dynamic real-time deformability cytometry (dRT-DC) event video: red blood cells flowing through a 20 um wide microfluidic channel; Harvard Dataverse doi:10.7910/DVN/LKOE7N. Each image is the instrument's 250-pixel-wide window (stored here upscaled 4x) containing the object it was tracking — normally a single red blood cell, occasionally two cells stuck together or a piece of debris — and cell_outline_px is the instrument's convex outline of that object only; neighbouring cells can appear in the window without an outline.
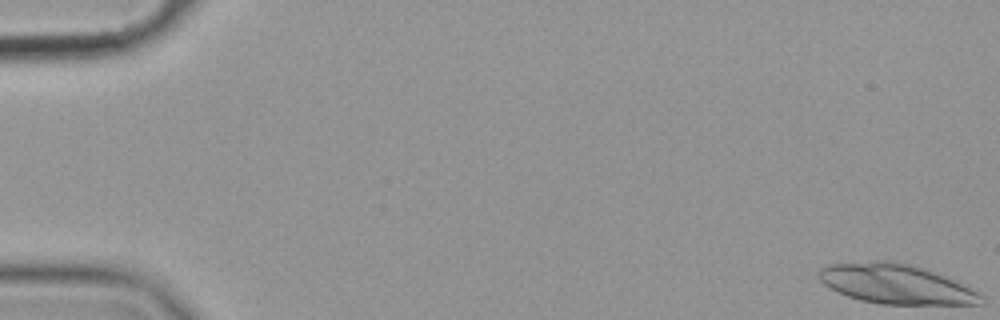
{"species": "common noctule bat (a hibernating species)", "species_latin": "Nyctalus noctula", "temperature_condition": "cold", "stored_images_in_passage": 18, "camera_frame_rate_fps": 3000, "um_per_image_px": 0.085, "animal": {"sex": "female", "body_mass_g": 19.9}, "frame": {"image": 1, "passage_image": 1, "time_ms": 0.0, "image_size_px": [1000, 320], "cell_outline_px": [[984, 304], [880, 304], [860, 300], [836, 292], [824, 284], [820, 280], [820, 268], [828, 264], [880, 260], [892, 260], [924, 268], [944, 276], [984, 296]], "centroid_in_image_um": [76.11, 24.14], "position_along_channel_um": 8.9, "area_um2": 37.17}}